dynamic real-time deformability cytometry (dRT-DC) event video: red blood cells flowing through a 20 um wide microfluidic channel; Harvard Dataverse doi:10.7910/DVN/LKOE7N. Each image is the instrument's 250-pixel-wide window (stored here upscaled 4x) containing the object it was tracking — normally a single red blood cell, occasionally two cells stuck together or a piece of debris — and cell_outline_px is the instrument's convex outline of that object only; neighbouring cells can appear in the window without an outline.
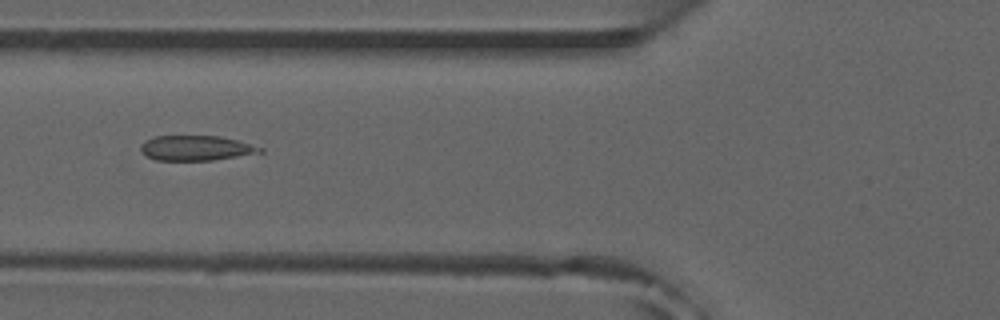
{"species": "common noctule bat (a hibernating species)", "species_latin": "Nyctalus noctula", "temperature_condition": "room temperature", "stored_images_in_passage": 38, "camera_frame_rate_fps": 3000, "um_per_image_px": 0.085, "animal": {"sex": "male", "forearm_length_mm": 52.5}, "frame": {"image": 1, "passage_image": 6, "time_ms": 1.667, "image_size_px": [1000, 320], "cell_outline_px": [[264, 152], [212, 160], [156, 160], [140, 152], [140, 144], [144, 140], [152, 136], [220, 136], [236, 140], [264, 148]], "centroid_in_image_um": [16.62, 12.58], "position_along_channel_um": 109.2, "area_um2": 17.4}}